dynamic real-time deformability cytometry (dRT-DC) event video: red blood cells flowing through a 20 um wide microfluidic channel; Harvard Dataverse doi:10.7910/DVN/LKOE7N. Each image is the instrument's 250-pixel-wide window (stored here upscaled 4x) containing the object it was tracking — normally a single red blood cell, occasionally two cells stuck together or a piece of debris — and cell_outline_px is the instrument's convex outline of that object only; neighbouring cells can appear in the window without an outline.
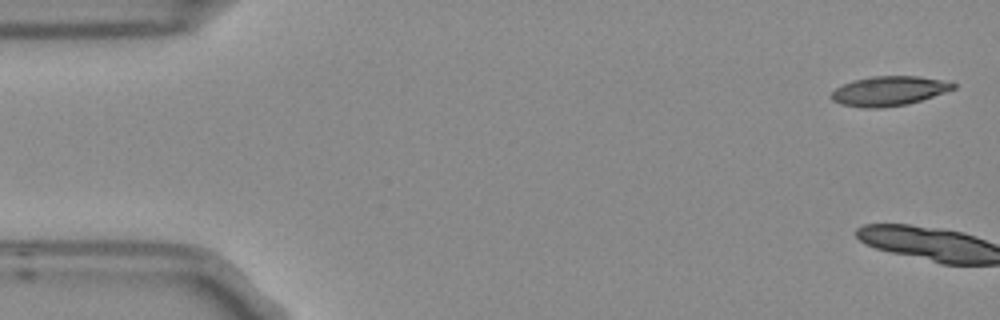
{"species": "Egyptian fruit bat (a non-hibernating species)", "species_latin": "Rousettus aegyptiacus", "temperature_condition": "room temperature", "stored_images_in_passage": 7, "camera_frame_rate_fps": 3000, "um_per_image_px": 0.085, "frame": {"image": 1, "passage_image": 1, "time_ms": 0.0, "image_size_px": [1000, 320], "cell_outline_px": [[956, 88], [908, 104], [880, 108], [860, 108], [840, 104], [832, 100], [828, 96], [836, 88], [852, 80], [872, 76], [920, 76], [940, 80], [956, 84]], "centroid_in_image_um": [75.49, 7.74], "position_along_channel_um": 9.5, "area_um2": 20.98}}
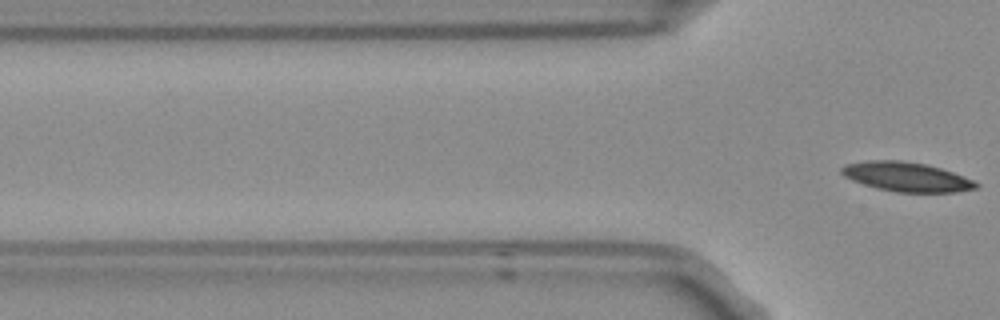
{"frame": {"image": 2, "passage_image": 7, "time_ms": 2.0, "image_size_px": [1000, 320], "cell_outline_px": [[980, 188], [956, 192], [896, 192], [864, 184], [852, 180], [844, 176], [840, 172], [840, 168], [844, 164], [868, 160], [904, 160], [924, 164], [940, 168], [964, 176], [980, 184]], "centroid_in_image_um": [77.06, 15.02], "position_along_channel_um": 48.7, "area_um2": 23.0}}